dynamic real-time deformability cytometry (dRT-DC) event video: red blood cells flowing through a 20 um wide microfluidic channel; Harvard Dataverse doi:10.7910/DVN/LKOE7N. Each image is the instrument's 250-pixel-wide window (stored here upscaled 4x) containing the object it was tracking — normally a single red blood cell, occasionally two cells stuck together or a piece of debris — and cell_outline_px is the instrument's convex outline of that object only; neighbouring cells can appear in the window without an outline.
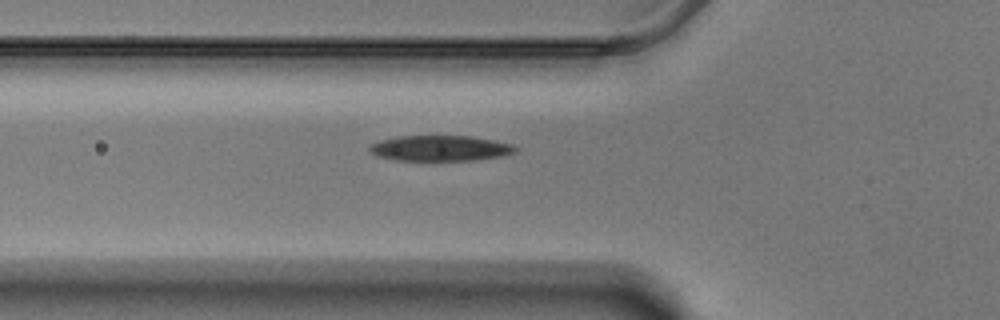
{"species": "Egyptian fruit bat (a non-hibernating species)", "species_latin": "Rousettus aegyptiacus", "temperature_condition": "warm", "stored_images_in_passage": 34, "camera_frame_rate_fps": 3000, "um_per_image_px": 0.085, "animal": {"sex": "male"}, "frame": {"image": 1, "passage_image": 2, "time_ms": 0.333, "image_size_px": [1000, 320], "cell_outline_px": [[520, 148], [516, 152], [500, 156], [472, 160], [396, 160], [380, 156], [372, 152], [368, 148], [372, 144], [380, 140], [400, 136], [472, 136], [512, 144]], "centroid_in_image_um": [37.46, 12.59], "position_along_channel_um": 88.3, "area_um2": 21.44}}
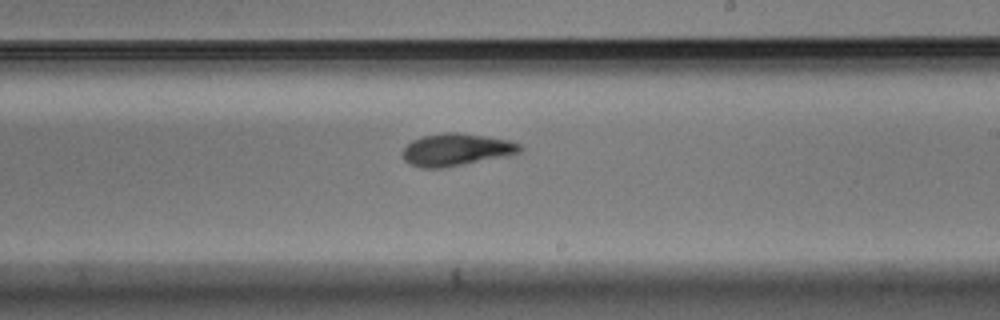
{"frame": {"image": 2, "passage_image": 16, "time_ms": 5.0, "image_size_px": [1000, 320], "cell_outline_px": [[524, 148], [520, 152], [440, 168], [420, 168], [408, 164], [404, 160], [404, 148], [412, 140], [424, 136], [444, 132], [456, 132], [484, 136], [508, 140], [520, 144]], "centroid_in_image_um": [38.73, 12.71], "position_along_channel_um": 250.3, "area_um2": 21.5}}
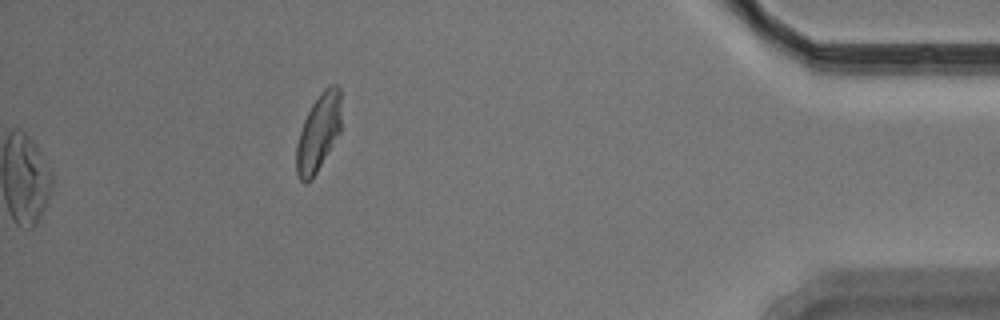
{"frame": {"image": 3, "passage_image": 34, "time_ms": 11.0, "image_size_px": [1000, 320], "cell_outline_px": [[340, 132], [312, 180], [304, 184], [300, 180], [296, 172], [296, 144], [304, 120], [312, 104], [320, 92], [328, 84], [336, 84], [340, 88]], "centroid_in_image_um": [27.06, 11.28], "position_along_channel_um": 408.1, "area_um2": 20.23}}